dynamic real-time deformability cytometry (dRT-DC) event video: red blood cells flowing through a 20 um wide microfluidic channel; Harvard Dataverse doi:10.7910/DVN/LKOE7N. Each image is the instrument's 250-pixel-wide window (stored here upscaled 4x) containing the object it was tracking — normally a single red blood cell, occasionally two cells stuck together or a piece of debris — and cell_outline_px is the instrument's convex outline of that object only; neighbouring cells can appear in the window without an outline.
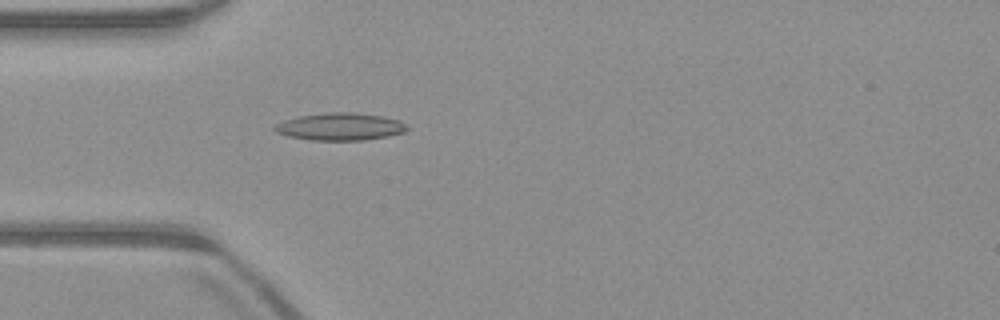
{"species": "common noctule bat (a hibernating species)", "species_latin": "Nyctalus noctula", "temperature_condition": "warm", "stored_images_in_passage": 51, "camera_frame_rate_fps": 3000, "um_per_image_px": 0.085, "animal": {"sex": "male", "body_mass_g": 23.1, "forearm_length_mm": 52.7}, "frame": {"image": 1, "passage_image": 15, "time_ms": 4.667, "image_size_px": [1000, 320], "cell_outline_px": [[408, 128], [404, 132], [388, 136], [364, 140], [312, 140], [288, 136], [276, 132], [272, 128], [276, 124], [284, 120], [300, 116], [328, 112], [356, 112], [384, 116], [400, 120], [408, 124]], "centroid_in_image_um": [28.95, 10.76], "position_along_channel_um": 56.1, "area_um2": 21.27}}
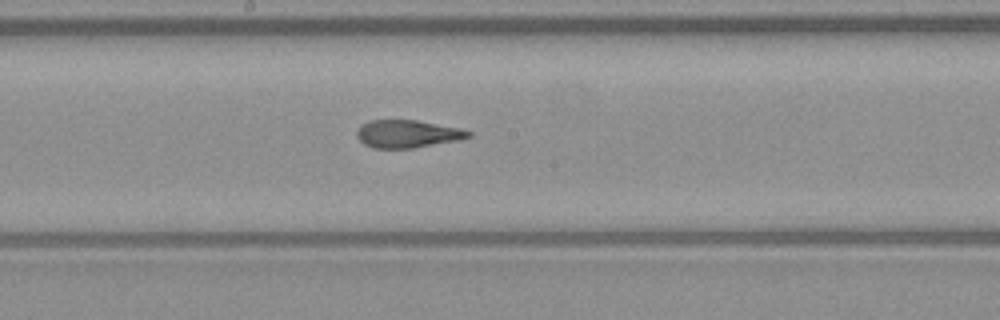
{"frame": {"image": 2, "passage_image": 27, "time_ms": 8.667, "image_size_px": [1000, 320], "cell_outline_px": [[472, 136], [460, 140], [412, 148], [372, 148], [364, 144], [356, 136], [356, 132], [360, 124], [368, 120], [416, 120], [460, 128], [472, 132]], "centroid_in_image_um": [34.62, 11.37], "position_along_channel_um": 213.6, "area_um2": 18.15}}
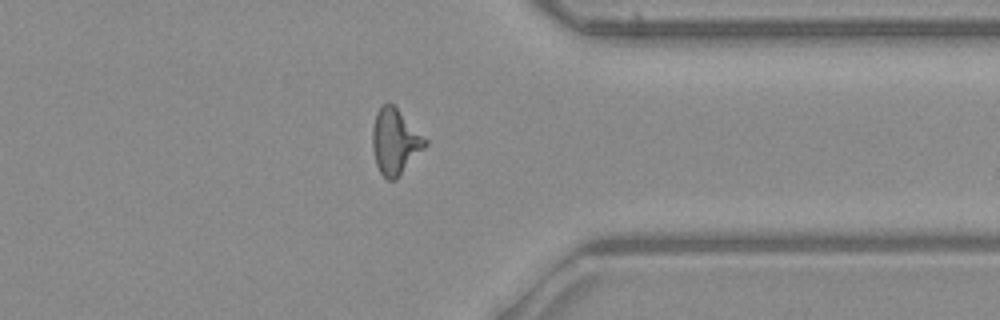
{"frame": {"image": 3, "passage_image": 40, "time_ms": 13.0, "image_size_px": [1000, 320], "cell_outline_px": [[428, 144], [392, 180], [388, 180], [380, 172], [376, 164], [372, 148], [372, 128], [376, 112], [384, 104], [392, 104], [428, 140]], "centroid_in_image_um": [33.55, 12.0], "position_along_channel_um": 377.8, "area_um2": 19.42}, "authors_computed_cell_mechanics": {"area_um2": 19.4208, "velocity_mm_per_s": 3.9988, "shape_relaxation_time_tau1_ms": null, "shape_relaxation_time_tau2_ms": 1.5368, "deformation_change_tau1": null, "deformation_change_tau2": 0.1002}}